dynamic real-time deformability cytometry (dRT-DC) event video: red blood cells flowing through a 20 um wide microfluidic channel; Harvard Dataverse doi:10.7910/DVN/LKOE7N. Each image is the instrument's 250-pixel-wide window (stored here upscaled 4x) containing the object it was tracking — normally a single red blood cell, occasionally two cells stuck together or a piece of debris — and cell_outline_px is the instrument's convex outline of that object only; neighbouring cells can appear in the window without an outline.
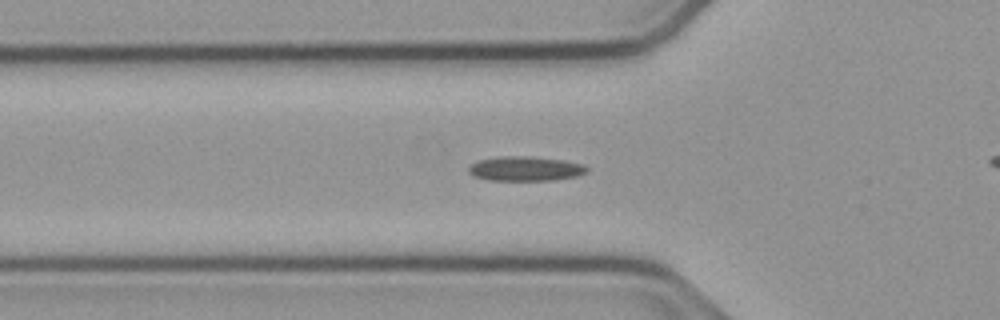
{"species": "common noctule bat (a hibernating species)", "species_latin": "Nyctalus noctula", "temperature_condition": "cold", "stored_images_in_passage": 46, "camera_frame_rate_fps": 3000, "um_per_image_px": 0.085, "animal": {"sex": "male", "body_mass_g": 23.1, "forearm_length_mm": 52.7}, "frame": {"image": 1, "passage_image": 18, "time_ms": 5.667, "image_size_px": [1000, 320], "cell_outline_px": [[588, 172], [576, 176], [552, 180], [488, 180], [472, 176], [468, 172], [468, 168], [476, 160], [496, 156], [532, 156], [564, 160], [584, 164], [588, 168]], "centroid_in_image_um": [44.63, 14.32], "position_along_channel_um": 81.2, "area_um2": 17.17}}
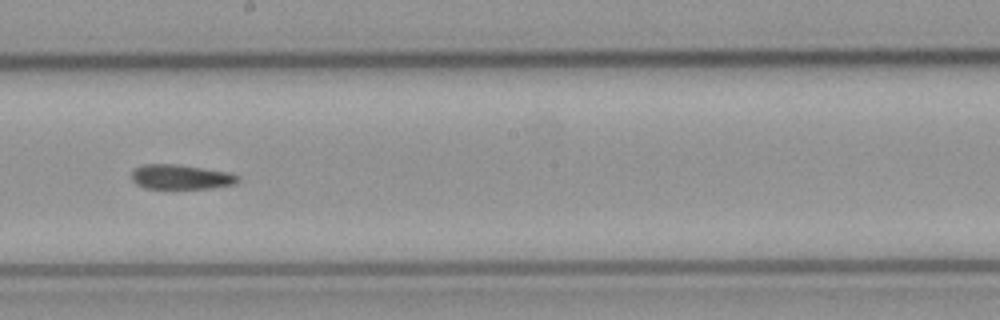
{"frame": {"image": 2, "passage_image": 30, "time_ms": 9.667, "image_size_px": [1000, 320], "cell_outline_px": [[240, 180], [236, 184], [212, 188], [144, 188], [136, 184], [132, 180], [132, 172], [136, 168], [144, 164], [176, 164], [228, 172], [240, 176]], "centroid_in_image_um": [15.4, 15.04], "position_along_channel_um": 232.8, "area_um2": 15.26}}
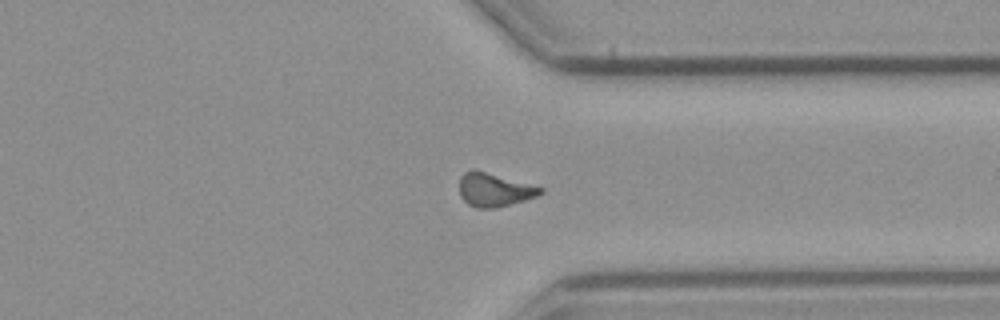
{"frame": {"image": 3, "passage_image": 41, "time_ms": 13.333, "image_size_px": [1000, 320], "cell_outline_px": [[544, 192], [536, 196], [524, 200], [496, 208], [476, 208], [468, 204], [460, 196], [460, 176], [464, 172], [484, 172], [544, 188]], "centroid_in_image_um": [42.01, 16.17], "position_along_channel_um": 369.4, "area_um2": 15.26}}